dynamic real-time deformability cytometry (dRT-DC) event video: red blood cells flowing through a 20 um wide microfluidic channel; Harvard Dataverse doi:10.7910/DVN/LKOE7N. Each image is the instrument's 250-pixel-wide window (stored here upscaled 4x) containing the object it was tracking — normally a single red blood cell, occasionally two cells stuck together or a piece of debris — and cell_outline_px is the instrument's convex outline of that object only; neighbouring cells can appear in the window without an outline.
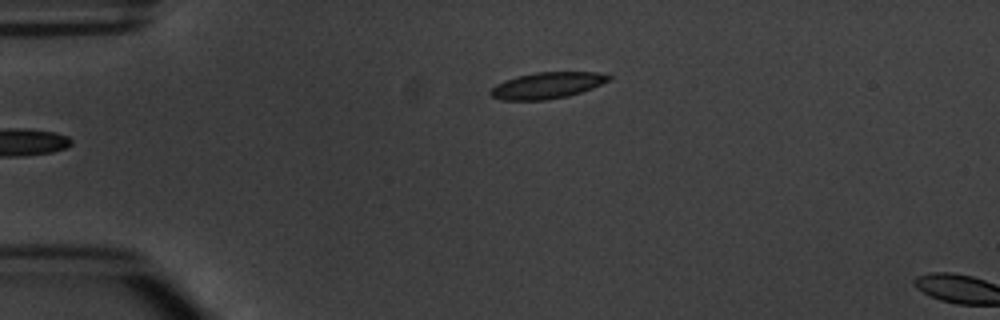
{"species": "common noctule bat (a hibernating species)", "species_latin": "Nyctalus noctula", "temperature_condition": "warm", "stored_images_in_passage": 2, "camera_frame_rate_fps": 3000, "um_per_image_px": 0.085, "animal": {"sex": "male", "body_mass_g": 20.1, "forearm_length_mm": 53.5}, "frame": {"image": 1, "passage_image": 2, "time_ms": 1.333, "image_size_px": [1000, 320], "cell_outline_px": [[612, 76], [608, 80], [592, 88], [568, 96], [544, 100], [500, 100], [492, 96], [488, 92], [496, 84], [516, 76], [536, 72], [600, 72]], "centroid_in_image_um": [46.48, 7.26], "position_along_channel_um": 38.5, "area_um2": 18.03}}